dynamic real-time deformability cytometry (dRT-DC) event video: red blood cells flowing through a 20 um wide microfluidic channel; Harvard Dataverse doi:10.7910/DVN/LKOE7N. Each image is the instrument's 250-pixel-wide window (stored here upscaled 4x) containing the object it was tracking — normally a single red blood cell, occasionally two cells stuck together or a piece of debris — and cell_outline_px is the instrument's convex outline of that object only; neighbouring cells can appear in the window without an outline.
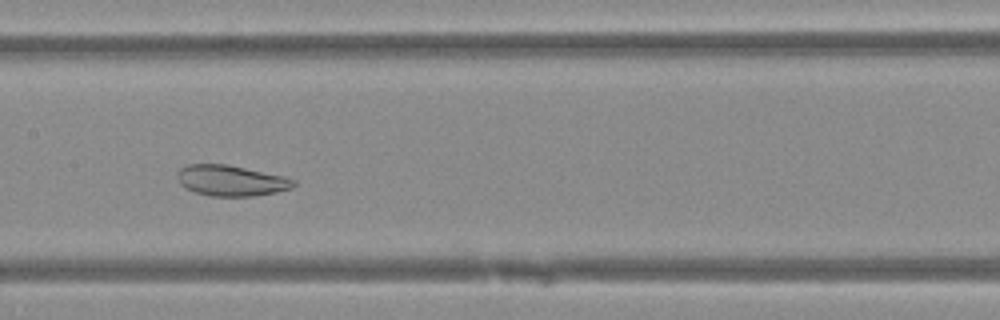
{"species": "Egyptian fruit bat (a non-hibernating species)", "species_latin": "Rousettus aegyptiacus", "temperature_condition": "warm", "stored_images_in_passage": 40, "camera_frame_rate_fps": 3000, "um_per_image_px": 0.085, "animal": {"sex": "female"}, "frame": {"image": 1, "passage_image": 21, "time_ms": 6.667, "image_size_px": [1000, 320], "cell_outline_px": [[296, 184], [292, 188], [276, 192], [252, 196], [212, 196], [196, 192], [184, 188], [180, 184], [176, 176], [180, 168], [188, 164], [224, 164], [284, 176], [296, 180]], "centroid_in_image_um": [19.63, 15.35], "position_along_channel_um": 187.8, "area_um2": 20.75}}
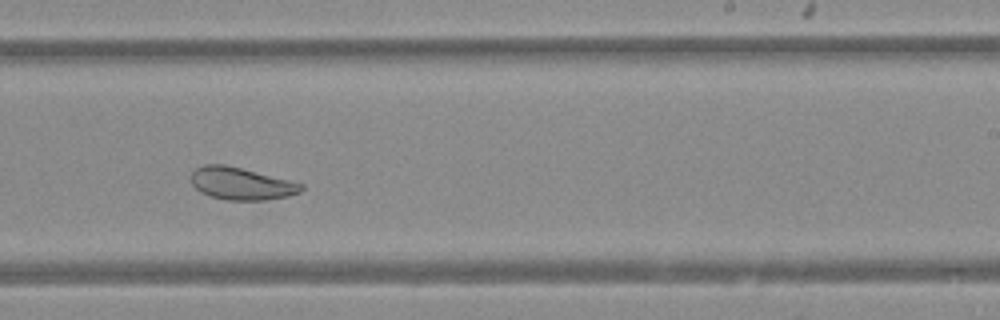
{"frame": {"image": 2, "passage_image": 27, "time_ms": 8.667, "image_size_px": [1000, 320], "cell_outline_px": [[304, 188], [300, 192], [288, 196], [264, 200], [228, 200], [208, 196], [200, 192], [192, 184], [192, 172], [196, 168], [204, 164], [224, 164], [304, 184]], "centroid_in_image_um": [20.49, 15.61], "position_along_channel_um": 268.5, "area_um2": 20.58}}
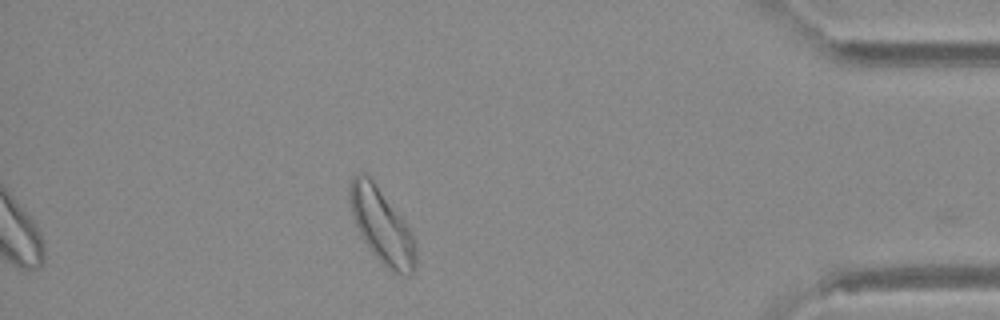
{"frame": {"image": 3, "passage_image": 40, "time_ms": 13.0, "image_size_px": [1000, 320], "cell_outline_px": [[416, 268], [412, 276], [400, 276], [392, 272], [376, 256], [364, 240], [356, 224], [352, 212], [348, 196], [348, 188], [352, 180], [360, 172], [364, 172], [376, 184], [412, 232], [416, 244]], "centroid_in_image_um": [32.49, 19.25], "position_along_channel_um": 402.7, "area_um2": 28.38}}